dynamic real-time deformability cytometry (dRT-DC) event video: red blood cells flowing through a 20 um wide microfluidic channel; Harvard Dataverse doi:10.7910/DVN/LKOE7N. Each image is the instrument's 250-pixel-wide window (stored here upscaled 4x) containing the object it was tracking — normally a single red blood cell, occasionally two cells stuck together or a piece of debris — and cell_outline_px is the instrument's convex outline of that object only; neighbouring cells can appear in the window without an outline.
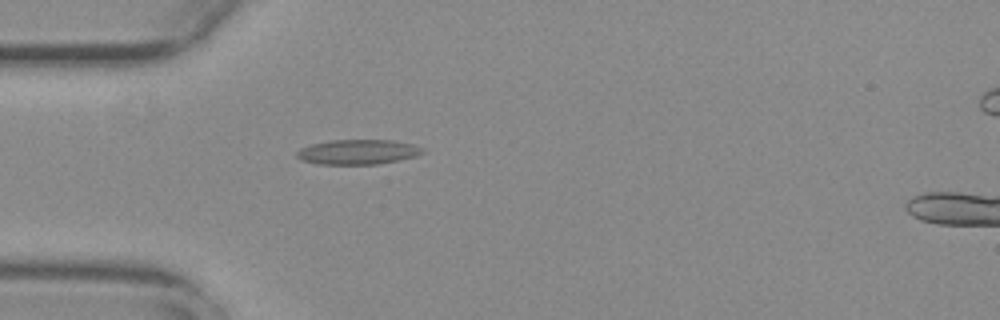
{"species": "common noctule bat (a hibernating species)", "species_latin": "Nyctalus noctula", "temperature_condition": "warm", "stored_images_in_passage": 45, "camera_frame_rate_fps": 3000, "um_per_image_px": 0.085, "animal": {"sex": "female", "body_mass_g": 29.2, "forearm_length_mm": 56.3}, "frame": {"image": 1, "passage_image": 11, "time_ms": 3.333, "image_size_px": [1000, 320], "cell_outline_px": [[424, 152], [416, 156], [376, 164], [316, 164], [300, 160], [296, 156], [296, 152], [300, 148], [312, 144], [328, 140], [392, 140], [412, 144], [424, 148]], "centroid_in_image_um": [30.38, 12.91], "position_along_channel_um": 54.6, "area_um2": 18.21}}
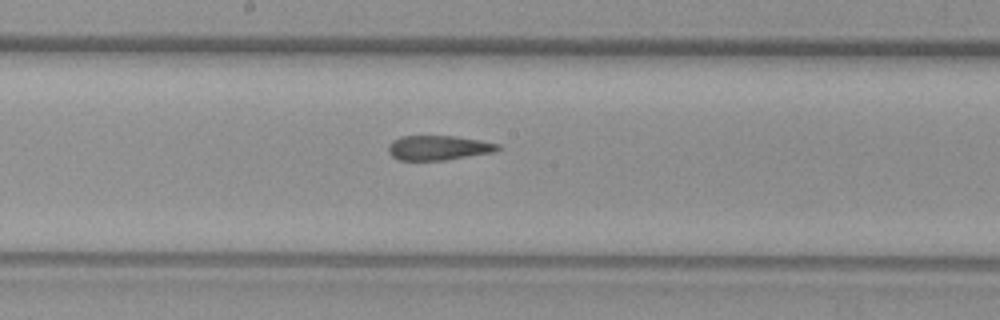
{"frame": {"image": 2, "passage_image": 24, "time_ms": 7.667, "image_size_px": [1000, 320], "cell_outline_px": [[500, 148], [492, 152], [444, 160], [396, 160], [388, 152], [388, 144], [392, 140], [400, 136], [456, 136], [480, 140], [500, 144]], "centroid_in_image_um": [37.21, 12.55], "position_along_channel_um": 211.0, "area_um2": 15.72}}
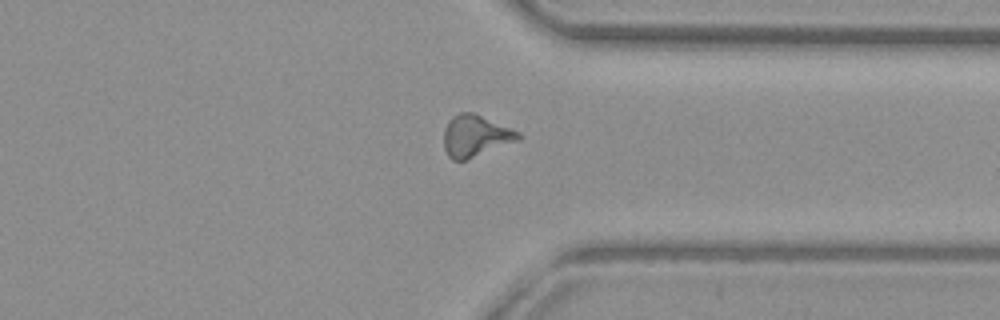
{"frame": {"image": 3, "passage_image": 37, "time_ms": 12.0, "image_size_px": [1000, 320], "cell_outline_px": [[524, 136], [520, 140], [464, 160], [452, 160], [448, 156], [444, 148], [444, 128], [448, 120], [452, 116], [460, 112], [472, 112], [512, 128], [520, 132]], "centroid_in_image_um": [40.43, 11.54], "position_along_channel_um": 371.0, "area_um2": 18.15}}